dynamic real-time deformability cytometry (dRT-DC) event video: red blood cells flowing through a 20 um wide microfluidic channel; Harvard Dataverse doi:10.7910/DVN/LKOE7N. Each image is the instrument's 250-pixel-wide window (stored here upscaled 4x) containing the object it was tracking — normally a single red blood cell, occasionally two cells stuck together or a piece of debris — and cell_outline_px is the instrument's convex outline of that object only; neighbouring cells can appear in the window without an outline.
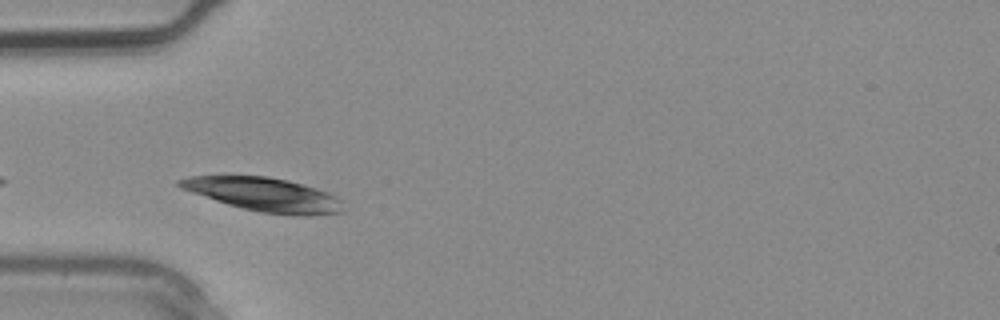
{"species": "common noctule bat (a hibernating species)", "species_latin": "Nyctalus noctula", "temperature_condition": "warm", "stored_images_in_passage": 2, "camera_frame_rate_fps": 3000, "um_per_image_px": 0.085, "animal": {"sex": "male", "body_mass_g": 20.4}, "frame": {"image": 1, "passage_image": 2, "time_ms": 0.333, "image_size_px": [1000, 320], "cell_outline_px": [[344, 212], [308, 216], [296, 216], [260, 212], [228, 204], [180, 188], [176, 184], [176, 180], [188, 176], [268, 176], [288, 180], [316, 188], [328, 192], [336, 196], [340, 200]], "centroid_in_image_um": [22.46, 16.53], "position_along_channel_um": 62.5, "area_um2": 32.02}}